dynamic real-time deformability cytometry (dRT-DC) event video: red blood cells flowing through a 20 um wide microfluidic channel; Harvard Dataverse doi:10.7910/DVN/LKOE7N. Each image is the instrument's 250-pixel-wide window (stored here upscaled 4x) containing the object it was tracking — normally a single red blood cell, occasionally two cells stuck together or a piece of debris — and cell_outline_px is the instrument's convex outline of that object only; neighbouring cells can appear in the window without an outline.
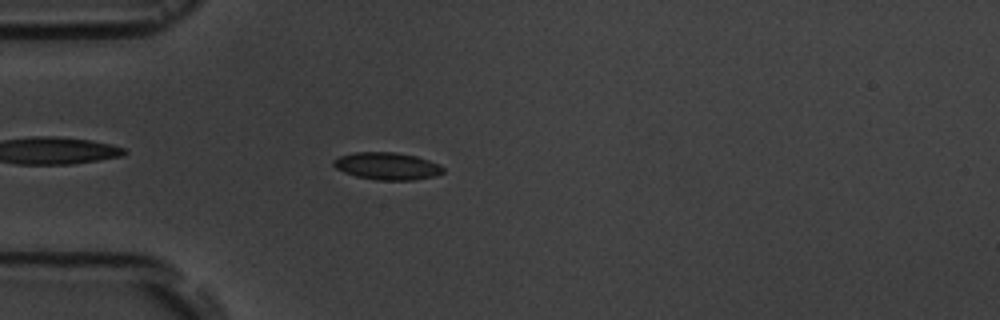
{"species": "common noctule bat (a hibernating species)", "species_latin": "Nyctalus noctula", "temperature_condition": "room temperature", "stored_images_in_passage": 4, "camera_frame_rate_fps": 3000, "um_per_image_px": 0.085, "animal": {"sex": "male", "body_mass_g": 19.5, "forearm_length_mm": 54.6}, "frame": {"image": 1, "passage_image": 4, "time_ms": 4.0, "image_size_px": [1000, 320], "cell_outline_px": [[444, 172], [432, 176], [412, 180], [376, 180], [356, 176], [344, 172], [336, 168], [332, 164], [332, 160], [340, 156], [356, 152], [396, 152], [416, 156], [440, 164], [444, 168]], "centroid_in_image_um": [32.89, 14.11], "position_along_channel_um": 52.1, "area_um2": 17.4}}